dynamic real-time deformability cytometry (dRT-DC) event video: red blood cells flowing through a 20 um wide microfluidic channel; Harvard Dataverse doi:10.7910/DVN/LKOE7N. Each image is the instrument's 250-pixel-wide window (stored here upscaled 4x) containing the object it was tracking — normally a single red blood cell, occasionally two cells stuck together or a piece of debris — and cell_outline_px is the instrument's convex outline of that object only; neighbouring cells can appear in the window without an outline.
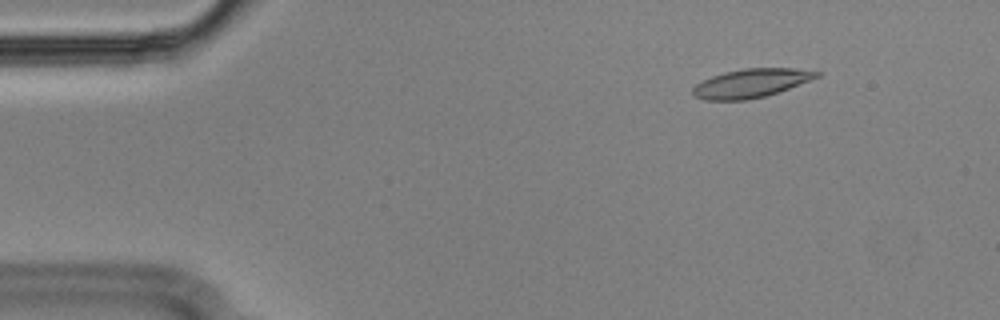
{"species": "Egyptian fruit bat (a non-hibernating species)", "species_latin": "Rousettus aegyptiacus", "temperature_condition": "cold", "stored_images_in_passage": 56, "camera_frame_rate_fps": 3000, "um_per_image_px": 0.085, "animal": {"sex": "male"}, "frame": {"image": 1, "passage_image": 7, "time_ms": 2.0, "image_size_px": [1000, 320], "cell_outline_px": [[820, 76], [788, 88], [764, 96], [744, 100], [704, 100], [696, 96], [692, 92], [692, 88], [696, 84], [712, 76], [724, 72], [744, 68], [792, 68], [820, 72]], "centroid_in_image_um": [63.8, 7.06], "position_along_channel_um": 21.2, "area_um2": 20.35}}
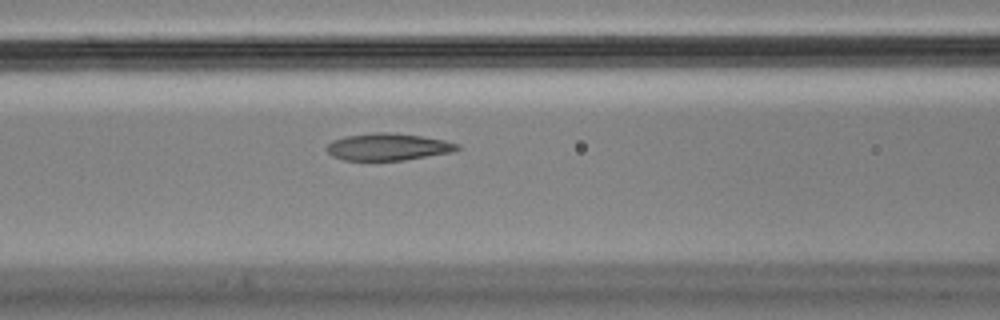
{"frame": {"image": 2, "passage_image": 23, "time_ms": 7.333, "image_size_px": [1000, 320], "cell_outline_px": [[460, 148], [452, 152], [404, 160], [344, 160], [332, 156], [324, 148], [332, 140], [344, 136], [376, 132], [388, 132], [420, 136], [444, 140], [460, 144]], "centroid_in_image_um": [32.95, 12.48], "position_along_channel_um": 133.6, "area_um2": 20.58}}
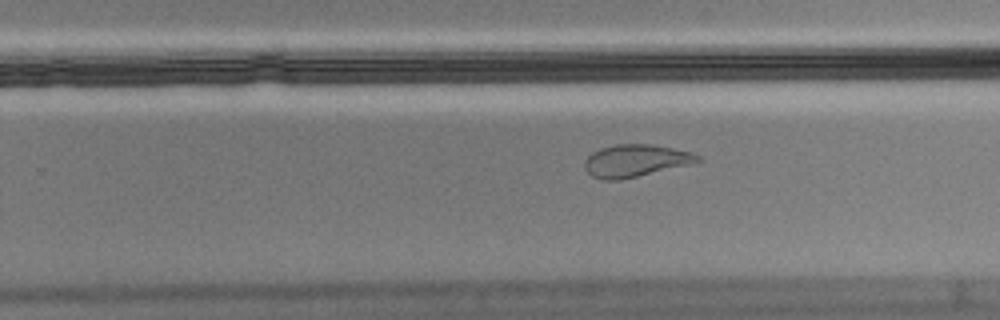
{"frame": {"image": 3, "passage_image": 35, "time_ms": 11.333, "image_size_px": [1000, 320], "cell_outline_px": [[700, 160], [692, 164], [636, 176], [616, 180], [604, 180], [592, 176], [584, 168], [584, 160], [592, 152], [600, 148], [616, 144], [652, 144], [692, 152], [700, 156]], "centroid_in_image_um": [54.0, 13.64], "position_along_channel_um": 275.8, "area_um2": 21.15}, "authors_computed_cell_mechanics": {"area_um2": 21.4727, "velocity_mm_per_s": 3.5599, "shape_relaxation_time_tau1_ms": null, "shape_relaxation_time_tau2_ms": 1.6322, "deformation_change_tau1": null, "deformation_change_tau2": 0.0825}}